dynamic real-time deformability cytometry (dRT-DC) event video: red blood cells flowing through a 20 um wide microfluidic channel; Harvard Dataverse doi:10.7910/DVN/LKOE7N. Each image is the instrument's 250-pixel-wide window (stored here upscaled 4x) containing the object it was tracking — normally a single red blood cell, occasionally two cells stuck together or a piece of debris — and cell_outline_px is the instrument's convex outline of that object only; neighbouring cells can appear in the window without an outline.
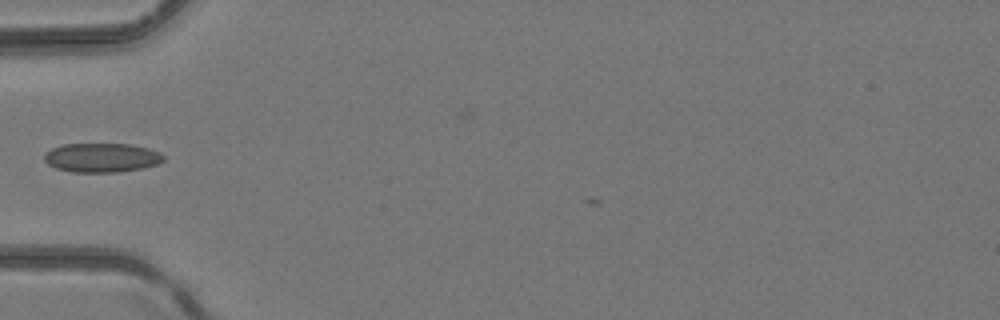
{"species": "common noctule bat (a hibernating species)", "species_latin": "Nyctalus noctula", "temperature_condition": "room temperature", "stored_images_in_passage": 3, "camera_frame_rate_fps": 3000, "um_per_image_px": 0.085, "animal": {"sex": "female", "body_mass_g": 24.6, "forearm_length_mm": 56.2}, "frame": {"image": 1, "passage_image": 2, "time_ms": 0.333, "image_size_px": [1000, 320], "cell_outline_px": [[164, 160], [156, 164], [144, 168], [116, 172], [72, 172], [56, 168], [48, 164], [44, 160], [44, 156], [52, 148], [64, 144], [132, 144], [148, 148], [160, 152], [164, 156]], "centroid_in_image_um": [8.66, 13.4], "position_along_channel_um": 76.3, "area_um2": 20.23}}